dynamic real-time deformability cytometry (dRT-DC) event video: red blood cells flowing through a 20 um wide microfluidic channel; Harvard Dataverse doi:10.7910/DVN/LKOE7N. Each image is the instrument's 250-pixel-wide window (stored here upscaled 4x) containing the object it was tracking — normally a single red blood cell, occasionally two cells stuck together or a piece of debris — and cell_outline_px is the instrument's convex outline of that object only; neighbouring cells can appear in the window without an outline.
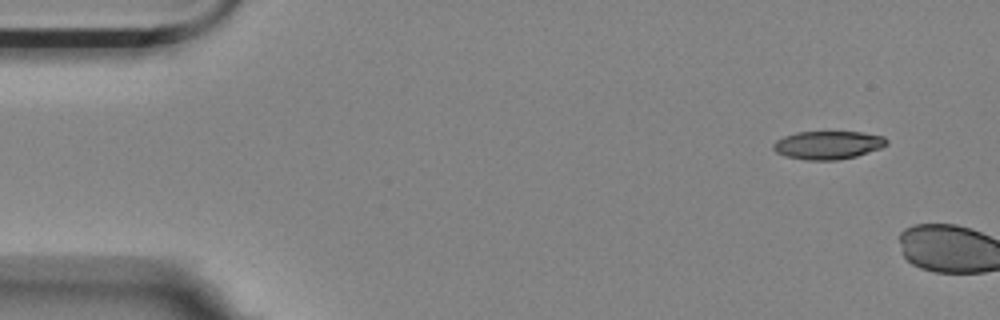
{"species": "Egyptian fruit bat (a non-hibernating species)", "species_latin": "Rousettus aegyptiacus", "temperature_condition": "room temperature", "stored_images_in_passage": 2, "camera_frame_rate_fps": 3000, "um_per_image_px": 0.085, "animal": {"sex": "female"}, "frame": {"image": 1, "passage_image": 1, "time_ms": 0.0, "image_size_px": [1000, 320], "cell_outline_px": [[888, 144], [880, 148], [856, 156], [836, 160], [808, 160], [784, 156], [776, 152], [772, 148], [772, 144], [776, 140], [784, 136], [796, 132], [860, 132], [884, 136], [888, 140]], "centroid_in_image_um": [70.36, 12.33], "position_along_channel_um": 14.6, "area_um2": 18.67}}